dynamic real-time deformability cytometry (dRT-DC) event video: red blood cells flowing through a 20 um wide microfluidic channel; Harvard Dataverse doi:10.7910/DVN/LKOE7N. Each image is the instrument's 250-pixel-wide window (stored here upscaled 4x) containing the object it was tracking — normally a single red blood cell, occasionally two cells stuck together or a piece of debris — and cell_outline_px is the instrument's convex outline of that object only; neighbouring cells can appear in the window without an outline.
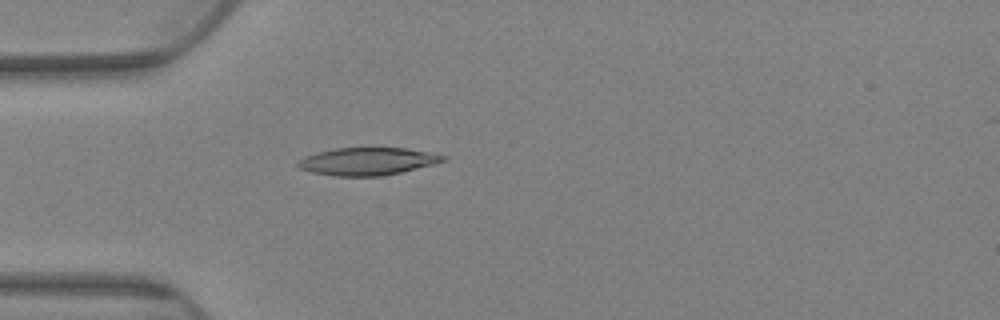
{"species": "Egyptian fruit bat (a non-hibernating species)", "species_latin": "Rousettus aegyptiacus", "temperature_condition": "warm", "stored_images_in_passage": 81, "camera_frame_rate_fps": 3000, "um_per_image_px": 0.085, "animal": {"sex": "female"}, "frame": {"image": 1, "passage_image": 24, "time_ms": 7.667, "image_size_px": [1000, 320], "cell_outline_px": [[448, 160], [400, 172], [380, 176], [336, 176], [312, 172], [300, 168], [296, 164], [304, 156], [316, 152], [336, 148], [404, 148], [448, 156]], "centroid_in_image_um": [31.21, 13.71], "position_along_channel_um": 53.8, "area_um2": 23.06}}
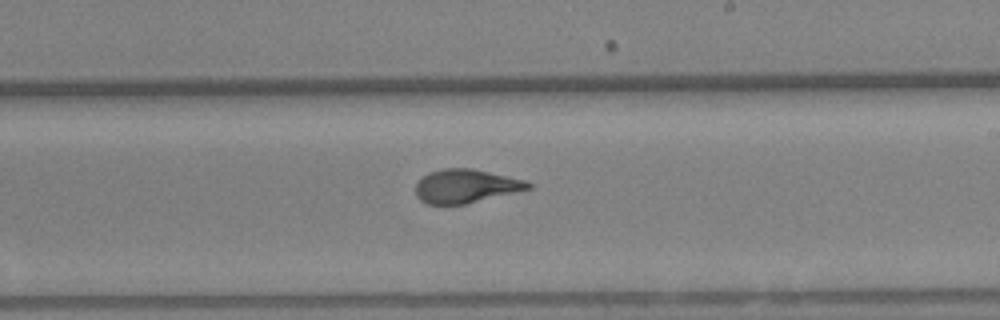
{"frame": {"image": 2, "passage_image": 48, "time_ms": 15.667, "image_size_px": [1000, 320], "cell_outline_px": [[532, 188], [464, 204], [428, 204], [420, 200], [416, 196], [416, 184], [428, 172], [444, 168], [472, 168], [524, 180], [532, 184]], "centroid_in_image_um": [39.57, 15.81], "position_along_channel_um": 249.4, "area_um2": 21.79}}
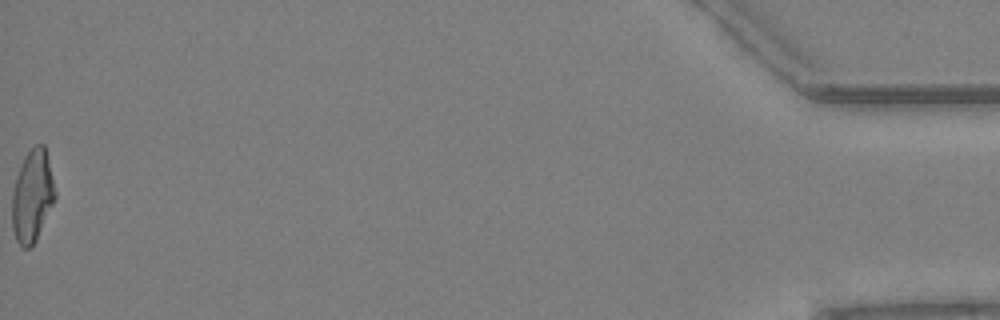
{"frame": {"image": 3, "passage_image": 81, "time_ms": 26.667, "image_size_px": [1000, 320], "cell_outline_px": [[56, 196], [36, 240], [28, 248], [24, 248], [16, 240], [12, 228], [12, 192], [16, 176], [24, 156], [36, 144], [44, 144], [56, 192]], "centroid_in_image_um": [2.73, 16.65], "position_along_channel_um": 432.5, "area_um2": 22.83}, "authors_computed_cell_mechanics": {"area_um2": 22.831, "velocity_mm_per_s": 2.5666, "shape_relaxation_time_tau1_ms": 7.9501, "shape_relaxation_time_tau2_ms": 1.6199, "deformation_change_tau1": 0.219, "deformation_change_tau2": 0.0798}}